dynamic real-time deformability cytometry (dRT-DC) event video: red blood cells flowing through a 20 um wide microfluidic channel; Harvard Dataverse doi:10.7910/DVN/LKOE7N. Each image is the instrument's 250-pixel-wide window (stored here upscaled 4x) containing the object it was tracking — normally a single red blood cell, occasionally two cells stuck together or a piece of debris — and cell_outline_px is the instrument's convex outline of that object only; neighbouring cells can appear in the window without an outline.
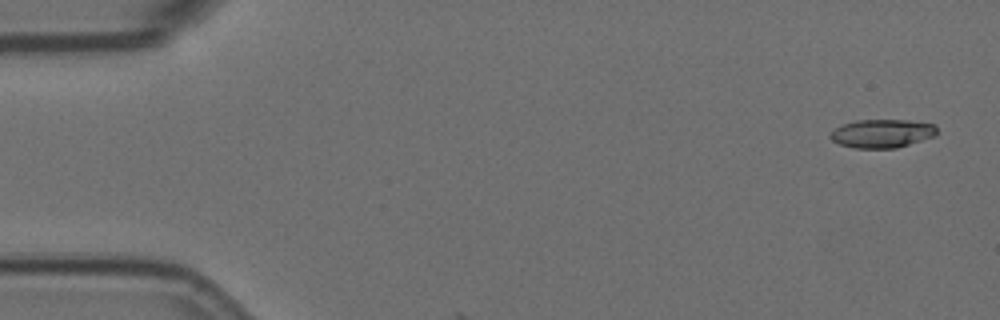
{"species": "Egyptian fruit bat (a non-hibernating species)", "species_latin": "Rousettus aegyptiacus", "temperature_condition": "room temperature", "stored_images_in_passage": 5, "camera_frame_rate_fps": 3000, "um_per_image_px": 0.085, "animal": {"sex": "female"}, "frame": {"image": 1, "passage_image": 1, "time_ms": 0.0, "image_size_px": [1000, 320], "cell_outline_px": [[936, 136], [896, 148], [856, 148], [840, 144], [832, 140], [828, 136], [836, 128], [844, 124], [856, 120], [908, 120], [936, 124]], "centroid_in_image_um": [75.0, 11.34], "position_along_channel_um": 10.0, "area_um2": 17.63}}
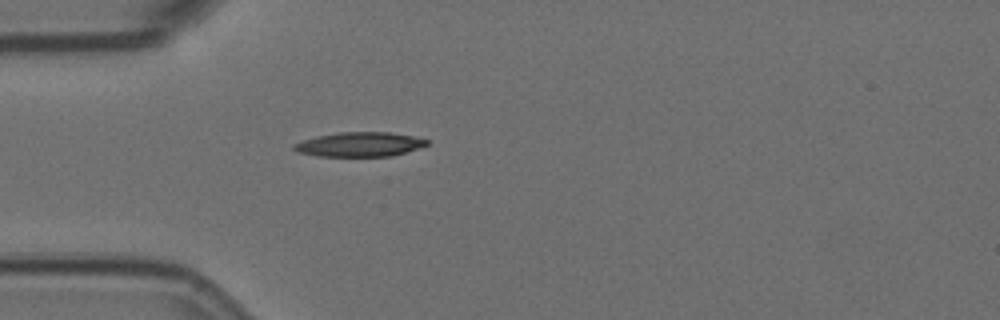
{"frame": {"image": 2, "passage_image": 5, "time_ms": 1.333, "image_size_px": [1000, 320], "cell_outline_px": [[428, 144], [392, 156], [316, 156], [296, 152], [292, 148], [292, 144], [316, 136], [340, 132], [388, 132], [412, 136], [428, 140]], "centroid_in_image_um": [30.49, 12.27], "position_along_channel_um": 54.5, "area_um2": 18.79}}